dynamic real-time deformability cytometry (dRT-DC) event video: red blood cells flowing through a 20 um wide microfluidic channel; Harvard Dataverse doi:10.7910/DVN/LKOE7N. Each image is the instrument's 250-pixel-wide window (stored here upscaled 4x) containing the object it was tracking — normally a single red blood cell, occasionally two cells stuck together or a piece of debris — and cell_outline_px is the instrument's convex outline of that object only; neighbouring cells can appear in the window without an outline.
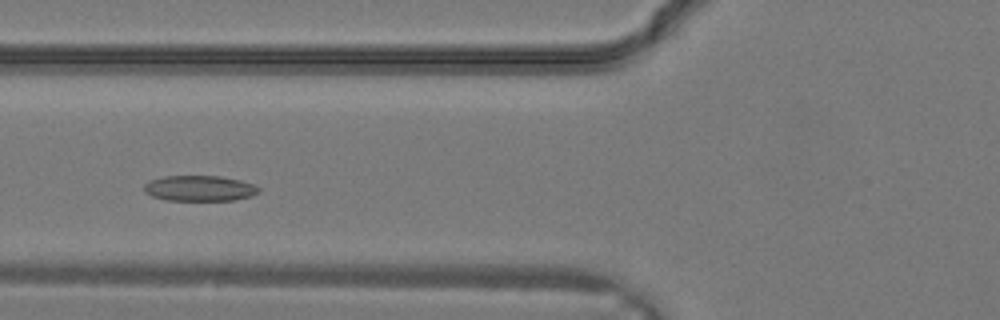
{"species": "common noctule bat (a hibernating species)", "species_latin": "Nyctalus noctula", "temperature_condition": "warm", "stored_images_in_passage": 25, "camera_frame_rate_fps": 3000, "um_per_image_px": 0.085, "animal": {"sex": "male", "body_mass_g": 19.2, "forearm_length_mm": 51.8}, "frame": {"image": 1, "passage_image": 9, "time_ms": 2.667, "image_size_px": [1000, 320], "cell_outline_px": [[260, 192], [252, 196], [236, 200], [168, 200], [152, 196], [144, 192], [144, 184], [148, 180], [164, 176], [220, 176], [240, 180], [252, 184], [260, 188]], "centroid_in_image_um": [16.96, 16.0], "position_along_channel_um": 108.8, "area_um2": 17.17}}
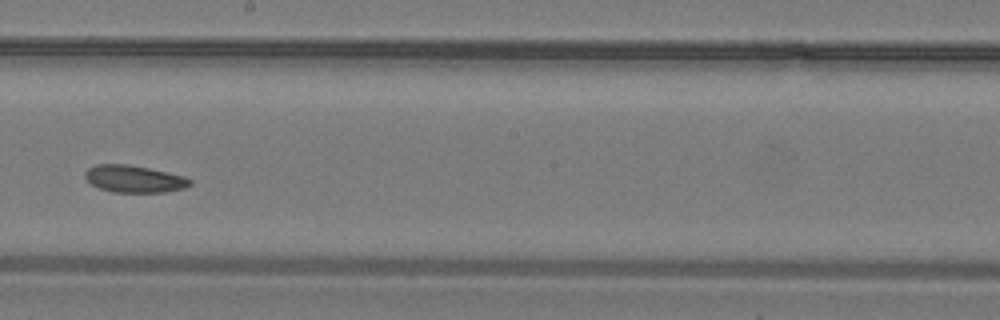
{"frame": {"image": 2, "passage_image": 15, "time_ms": 4.667, "image_size_px": [1000, 320], "cell_outline_px": [[192, 184], [184, 188], [164, 192], [116, 192], [100, 188], [92, 184], [84, 176], [84, 172], [88, 168], [96, 164], [128, 164], [168, 172], [184, 176], [192, 180]], "centroid_in_image_um": [11.41, 15.2], "position_along_channel_um": 236.8, "area_um2": 16.53}}
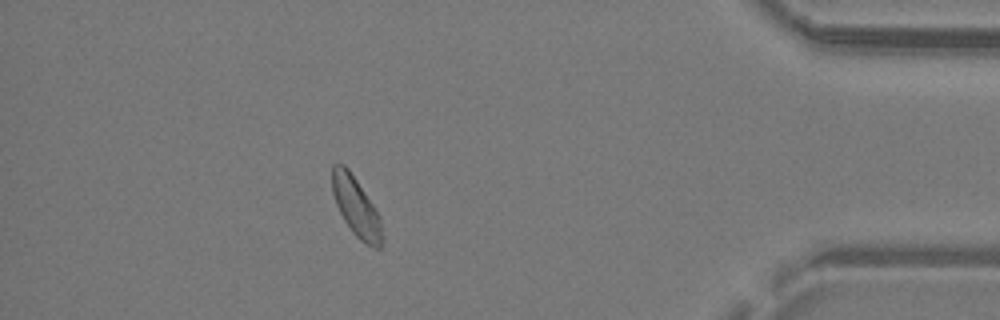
{"frame": {"image": 3, "passage_image": 25, "time_ms": 8.0, "image_size_px": [1000, 320], "cell_outline_px": [[384, 236], [380, 248], [376, 248], [360, 240], [352, 232], [344, 220], [336, 204], [332, 192], [332, 164], [344, 164], [348, 168], [380, 216]], "centroid_in_image_um": [30.28, 17.6], "position_along_channel_um": 404.9, "area_um2": 17.11}}